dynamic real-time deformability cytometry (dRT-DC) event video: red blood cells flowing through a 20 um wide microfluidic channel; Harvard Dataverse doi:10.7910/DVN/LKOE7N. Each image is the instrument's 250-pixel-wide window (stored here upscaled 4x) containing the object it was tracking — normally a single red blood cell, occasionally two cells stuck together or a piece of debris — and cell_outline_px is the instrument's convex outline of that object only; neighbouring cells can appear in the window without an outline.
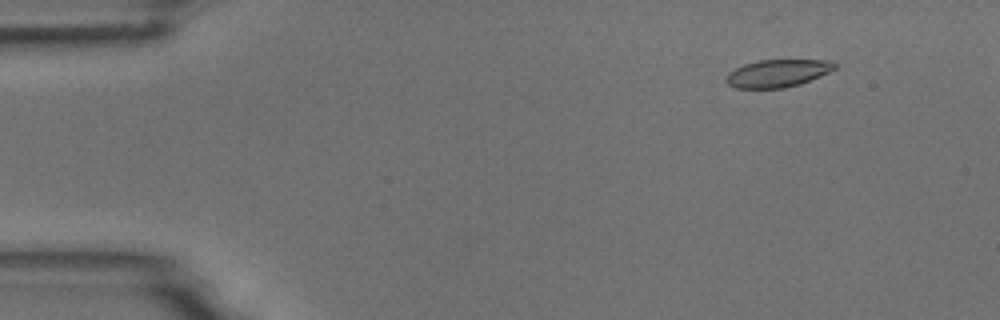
{"species": "common noctule bat (a hibernating species)", "species_latin": "Nyctalus noctula", "temperature_condition": "room temperature", "stored_images_in_passage": 5, "camera_frame_rate_fps": 3000, "um_per_image_px": 0.085, "animal": {"sex": "male", "body_mass_g": 18.8}, "frame": {"image": 1, "passage_image": 2, "time_ms": 1.333, "image_size_px": [1000, 320], "cell_outline_px": [[836, 68], [820, 76], [800, 84], [784, 88], [736, 88], [728, 84], [724, 80], [728, 72], [744, 64], [760, 60], [832, 60], [836, 64]], "centroid_in_image_um": [66.09, 6.23], "position_along_channel_um": 18.9, "area_um2": 17.46}}